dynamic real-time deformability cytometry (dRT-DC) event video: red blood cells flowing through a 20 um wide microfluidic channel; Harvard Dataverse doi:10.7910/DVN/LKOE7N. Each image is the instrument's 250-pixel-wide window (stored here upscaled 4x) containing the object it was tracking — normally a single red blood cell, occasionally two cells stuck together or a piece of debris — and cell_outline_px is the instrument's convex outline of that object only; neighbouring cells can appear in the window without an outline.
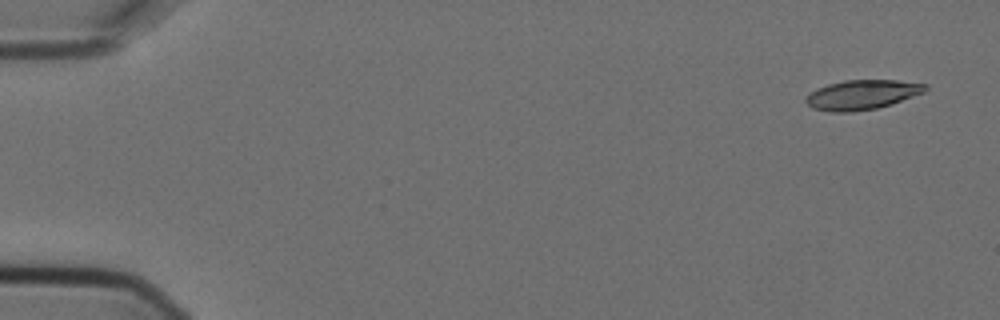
{"species": "Egyptian fruit bat (a non-hibernating species)", "species_latin": "Rousettus aegyptiacus", "temperature_condition": "cold", "stored_images_in_passage": 13, "camera_frame_rate_fps": 3000, "um_per_image_px": 0.085, "animal": {"sex": "female"}, "frame": {"image": 1, "passage_image": 1, "time_ms": 0.0, "image_size_px": [1000, 320], "cell_outline_px": [[928, 88], [924, 92], [892, 104], [876, 108], [848, 112], [832, 112], [812, 108], [804, 100], [816, 88], [828, 84], [844, 80], [896, 80], [928, 84]], "centroid_in_image_um": [73.29, 8.04], "position_along_channel_um": 11.7, "area_um2": 20.52}}
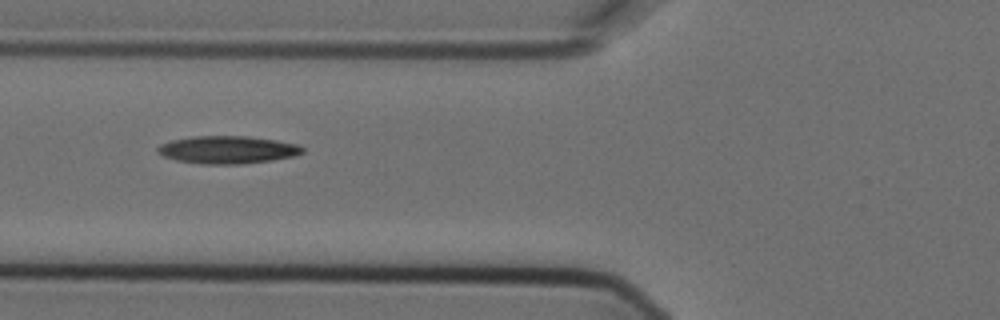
{"frame": {"image": 2, "passage_image": 5, "time_ms": 1.333, "image_size_px": [1000, 320], "cell_outline_px": [[304, 152], [292, 156], [272, 160], [240, 164], [204, 164], [176, 160], [164, 156], [156, 152], [156, 148], [160, 144], [172, 140], [192, 136], [248, 136], [276, 140], [300, 144], [304, 148]], "centroid_in_image_um": [19.34, 12.72], "position_along_channel_um": 106.5, "area_um2": 23.41}}
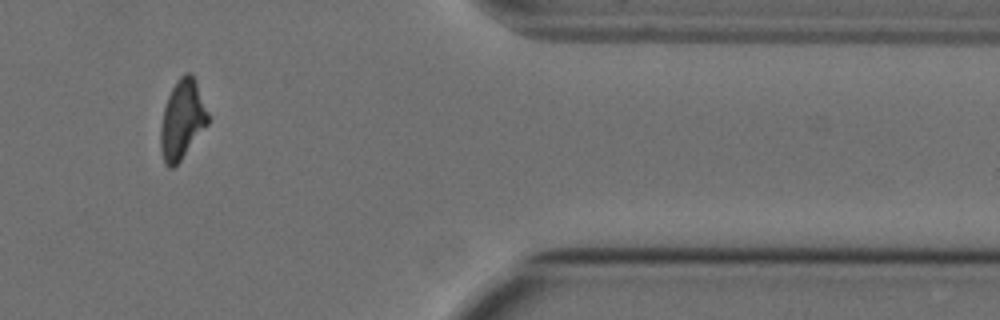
{"frame": {"image": 3, "passage_image": 12, "time_ms": 3.667, "image_size_px": [1000, 320], "cell_outline_px": [[208, 124], [180, 160], [172, 168], [168, 168], [164, 164], [160, 152], [160, 128], [164, 108], [168, 96], [176, 80], [180, 76], [188, 72], [192, 76], [196, 84], [208, 112]], "centroid_in_image_um": [15.45, 10.2], "position_along_channel_um": 396.0, "area_um2": 21.5}}